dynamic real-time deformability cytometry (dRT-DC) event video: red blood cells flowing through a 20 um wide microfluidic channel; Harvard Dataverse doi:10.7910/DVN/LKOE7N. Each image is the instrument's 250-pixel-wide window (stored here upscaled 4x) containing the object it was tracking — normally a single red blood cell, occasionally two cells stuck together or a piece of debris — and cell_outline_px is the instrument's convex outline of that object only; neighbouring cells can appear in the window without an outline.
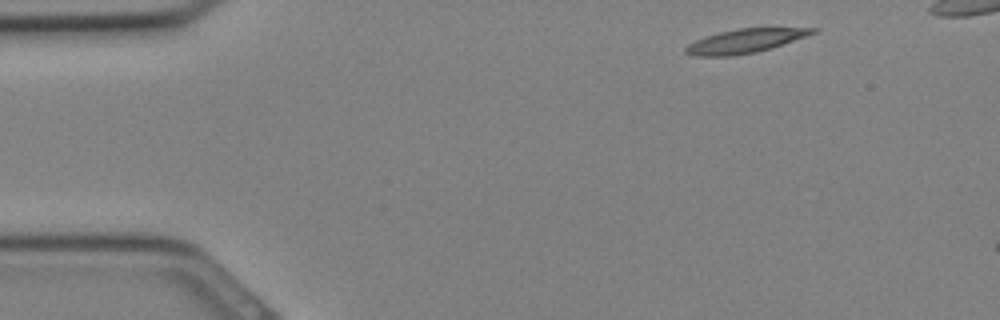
{"species": "Egyptian fruit bat (a non-hibernating species)", "species_latin": "Rousettus aegyptiacus", "temperature_condition": "cold", "stored_images_in_passage": 5, "camera_frame_rate_fps": 3000, "um_per_image_px": 0.085, "animal": {"sex": "female"}, "frame": {"image": 1, "passage_image": 1, "time_ms": 0.0, "image_size_px": [1000, 320], "cell_outline_px": [[820, 28], [816, 32], [772, 48], [756, 52], [732, 56], [696, 56], [684, 52], [684, 48], [688, 44], [696, 40], [720, 32], [740, 28]], "centroid_in_image_um": [63.32, 3.49], "position_along_channel_um": 21.7, "area_um2": 17.46}}